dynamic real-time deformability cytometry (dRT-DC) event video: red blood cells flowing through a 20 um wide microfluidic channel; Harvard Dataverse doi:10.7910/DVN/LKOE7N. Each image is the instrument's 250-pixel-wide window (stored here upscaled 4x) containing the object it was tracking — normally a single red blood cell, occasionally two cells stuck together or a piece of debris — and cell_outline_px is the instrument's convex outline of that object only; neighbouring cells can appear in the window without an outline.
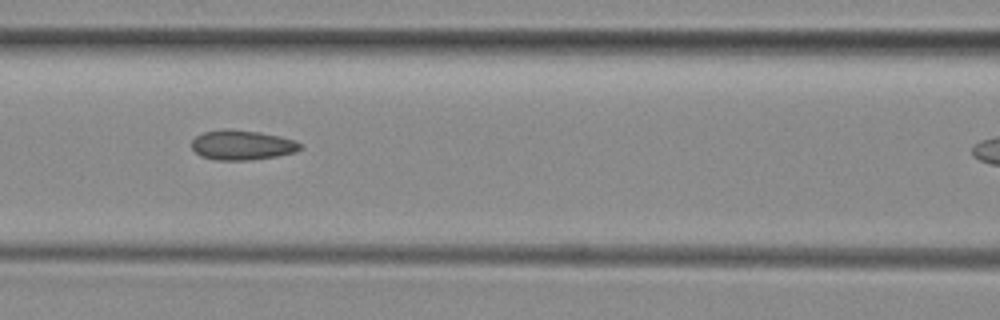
{"species": "common noctule bat (a hibernating species)", "species_latin": "Nyctalus noctula", "temperature_condition": "room temperature", "stored_images_in_passage": 6, "camera_frame_rate_fps": 3000, "um_per_image_px": 0.085, "animal": {"sex": "female", "body_mass_g": 29.2, "forearm_length_mm": 56.3}, "frame": {"image": 1, "passage_image": 5, "time_ms": 5.667, "image_size_px": [1000, 320], "cell_outline_px": [[300, 148], [296, 152], [276, 156], [248, 160], [216, 160], [200, 156], [192, 148], [192, 140], [196, 136], [204, 132], [224, 128], [232, 128], [260, 132], [280, 136], [296, 140], [300, 144]], "centroid_in_image_um": [20.56, 12.31], "position_along_channel_um": 146.0, "area_um2": 18.96}}